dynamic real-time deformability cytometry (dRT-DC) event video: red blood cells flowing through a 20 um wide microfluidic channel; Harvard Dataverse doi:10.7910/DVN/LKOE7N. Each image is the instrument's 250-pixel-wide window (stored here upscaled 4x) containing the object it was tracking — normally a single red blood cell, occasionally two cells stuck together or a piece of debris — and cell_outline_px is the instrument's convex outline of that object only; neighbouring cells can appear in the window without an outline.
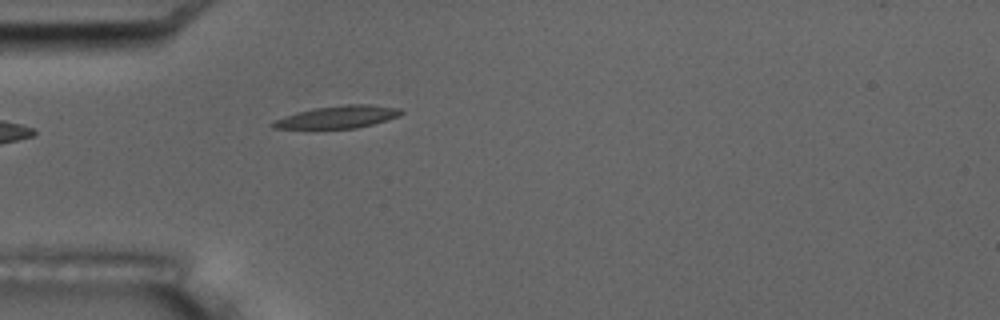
{"species": "common noctule bat (a hibernating species)", "species_latin": "Nyctalus noctula", "temperature_condition": "room temperature", "stored_images_in_passage": 5, "camera_frame_rate_fps": 3000, "um_per_image_px": 0.085, "animal": {"sex": "male", "body_mass_g": 17.5, "forearm_length_mm": 52.3}, "frame": {"image": 1, "passage_image": 5, "time_ms": 5.333, "image_size_px": [1000, 320], "cell_outline_px": [[404, 112], [400, 116], [388, 120], [356, 128], [272, 128], [268, 124], [284, 116], [296, 112], [316, 108], [344, 104], [372, 104], [400, 108]], "centroid_in_image_um": [28.75, 9.93], "position_along_channel_um": 56.2, "area_um2": 16.76}}